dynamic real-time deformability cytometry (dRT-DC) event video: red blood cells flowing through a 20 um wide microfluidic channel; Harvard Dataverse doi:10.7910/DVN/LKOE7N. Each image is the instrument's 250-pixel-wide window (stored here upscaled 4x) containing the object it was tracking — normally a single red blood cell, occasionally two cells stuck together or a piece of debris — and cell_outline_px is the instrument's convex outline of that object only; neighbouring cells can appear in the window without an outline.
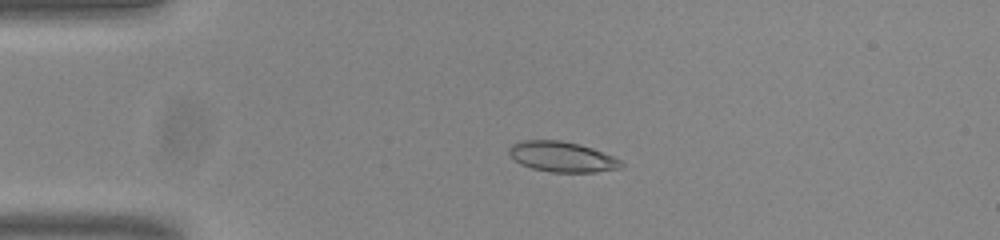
{"species": "common noctule bat (a hibernating species)", "species_latin": "Nyctalus noctula", "temperature_condition": "room temperature", "stored_images_in_passage": 54, "camera_frame_rate_fps": 3000, "um_per_image_px": 0.085, "animal": {"sex": "male", "body_mass_g": 20.0, "forearm_length_mm": 53.3}, "frame": {"image": 1, "passage_image": 13, "time_ms": 4.0, "image_size_px": [1000, 240], "cell_outline_px": [[624, 168], [596, 172], [552, 172], [532, 168], [520, 164], [508, 152], [508, 148], [512, 144], [520, 140], [560, 140], [580, 144], [592, 148], [612, 156], [620, 160], [624, 164]], "centroid_in_image_um": [47.79, 13.32], "position_along_channel_um": 37.2, "area_um2": 19.88}}
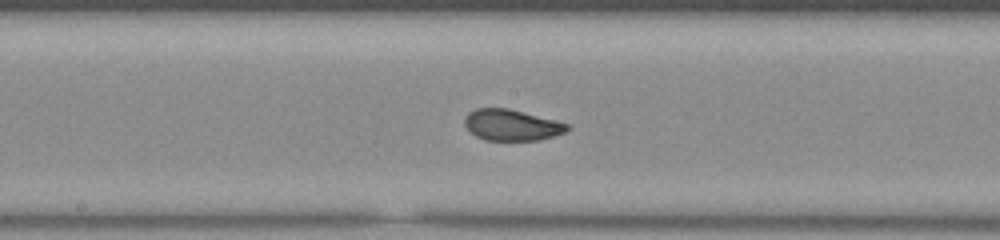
{"frame": {"image": 2, "passage_image": 29, "time_ms": 9.333, "image_size_px": [1000, 240], "cell_outline_px": [[572, 128], [564, 132], [540, 140], [484, 140], [476, 136], [464, 124], [464, 116], [468, 112], [476, 108], [508, 108], [556, 120], [568, 124]], "centroid_in_image_um": [43.48, 10.62], "position_along_channel_um": 204.7, "area_um2": 18.61}}
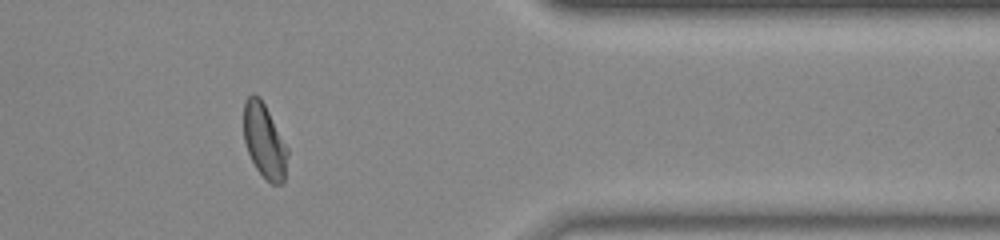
{"frame": {"image": 3, "passage_image": 45, "time_ms": 14.667, "image_size_px": [1000, 240], "cell_outline_px": [[288, 156], [284, 180], [280, 184], [272, 184], [256, 168], [248, 152], [244, 140], [244, 104], [248, 96], [252, 92], [260, 96], [288, 148]], "centroid_in_image_um": [22.47, 11.95], "position_along_channel_um": 388.9, "area_um2": 18.84}, "authors_computed_cell_mechanics": {"area_um2": 19.2474, "velocity_mm_per_s": 3.8236, "shape_relaxation_time_tau1_ms": 4.3883, "shape_relaxation_time_tau2_ms": 0.7282, "deformation_change_tau1": 0.1448, "deformation_change_tau2": 0.0548}}